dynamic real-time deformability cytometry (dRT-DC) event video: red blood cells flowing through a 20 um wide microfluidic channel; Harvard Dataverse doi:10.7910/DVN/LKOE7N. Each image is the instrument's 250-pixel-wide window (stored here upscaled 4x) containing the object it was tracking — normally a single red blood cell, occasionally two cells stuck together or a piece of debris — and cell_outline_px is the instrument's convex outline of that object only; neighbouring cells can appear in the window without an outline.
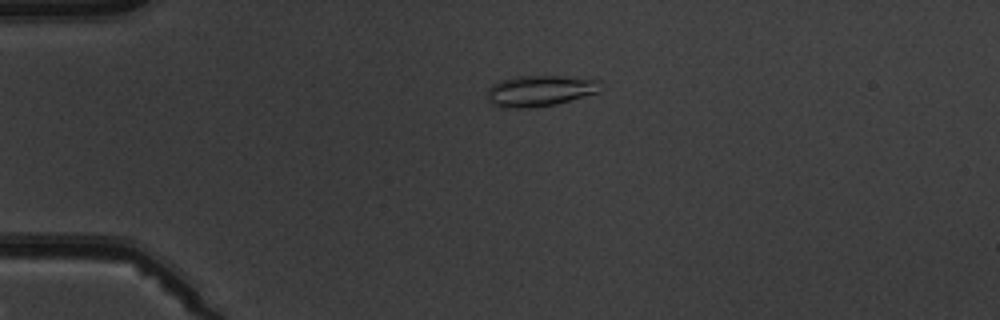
{"species": "common noctule bat (a hibernating species)", "species_latin": "Nyctalus noctula", "temperature_condition": "warm", "stored_images_in_passage": 5, "camera_frame_rate_fps": 3000, "um_per_image_px": 0.085, "animal": {"sex": "male", "body_mass_g": 19.5, "forearm_length_mm": 54.6}, "frame": {"image": 1, "passage_image": 4, "time_ms": 3.333, "image_size_px": [1000, 320], "cell_outline_px": [[600, 92], [556, 104], [532, 108], [504, 108], [492, 104], [488, 100], [488, 88], [492, 84], [500, 80], [516, 76], [560, 76], [600, 80]], "centroid_in_image_um": [45.87, 7.72], "position_along_channel_um": 39.1, "area_um2": 20.58}}